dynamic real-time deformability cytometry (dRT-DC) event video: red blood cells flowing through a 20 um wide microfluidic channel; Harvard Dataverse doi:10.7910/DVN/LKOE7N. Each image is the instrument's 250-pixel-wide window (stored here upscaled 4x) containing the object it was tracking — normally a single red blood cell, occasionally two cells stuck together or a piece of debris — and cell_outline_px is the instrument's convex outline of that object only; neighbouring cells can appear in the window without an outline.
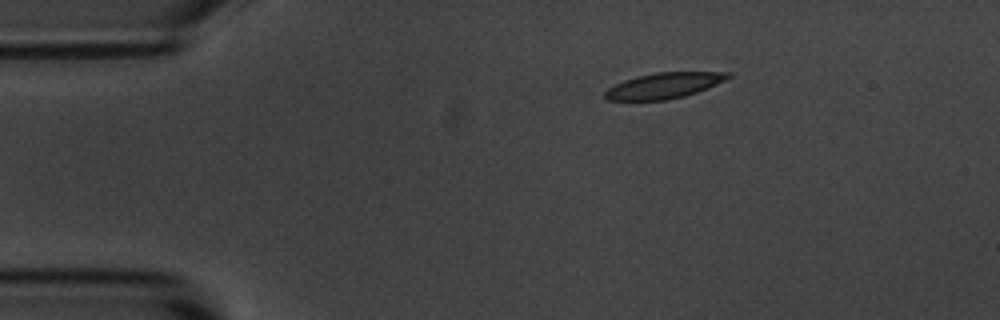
{"species": "common noctule bat (a hibernating species)", "species_latin": "Nyctalus noctula", "temperature_condition": "room temperature", "stored_images_in_passage": 2, "camera_frame_rate_fps": 3000, "um_per_image_px": 0.085, "animal": {"sex": "male", "body_mass_g": 20.1, "forearm_length_mm": 53.5}, "frame": {"image": 1, "passage_image": 1, "time_ms": 0.0, "image_size_px": [1000, 320], "cell_outline_px": [[732, 76], [708, 88], [684, 96], [668, 100], [608, 100], [604, 96], [604, 92], [608, 88], [624, 80], [636, 76], [656, 72], [732, 72]], "centroid_in_image_um": [56.44, 7.27], "position_along_channel_um": 28.6, "area_um2": 18.38}}